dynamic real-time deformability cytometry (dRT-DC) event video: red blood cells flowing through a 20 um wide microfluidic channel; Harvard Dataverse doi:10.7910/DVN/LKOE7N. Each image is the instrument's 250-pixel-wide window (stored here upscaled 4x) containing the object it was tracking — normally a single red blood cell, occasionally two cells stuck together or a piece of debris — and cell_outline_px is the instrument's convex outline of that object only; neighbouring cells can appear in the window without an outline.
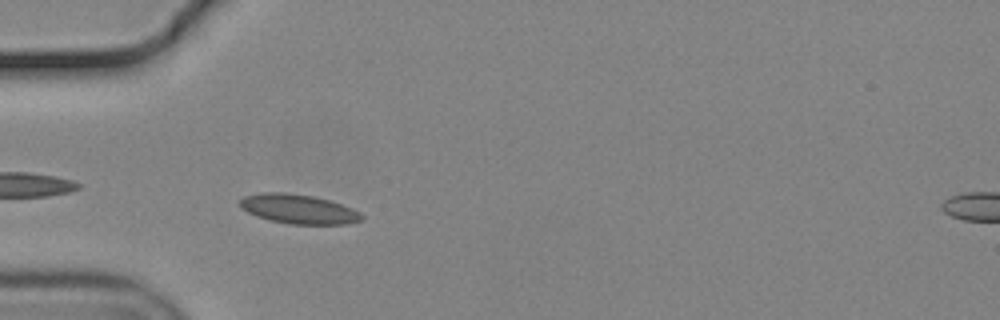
{"species": "common noctule bat (a hibernating species)", "species_latin": "Nyctalus noctula", "temperature_condition": "cold", "stored_images_in_passage": 33, "camera_frame_rate_fps": 3000, "um_per_image_px": 0.085, "animal": {"sex": "male", "body_mass_g": 19.2, "forearm_length_mm": 51.8}, "frame": {"image": 1, "passage_image": 2, "time_ms": 0.333, "image_size_px": [1000, 320], "cell_outline_px": [[364, 220], [348, 224], [288, 224], [256, 216], [240, 208], [240, 200], [244, 196], [260, 192], [284, 192], [312, 196], [328, 200], [352, 208], [360, 212], [364, 216]], "centroid_in_image_um": [25.38, 17.77], "position_along_channel_um": 59.6, "area_um2": 20.87}}
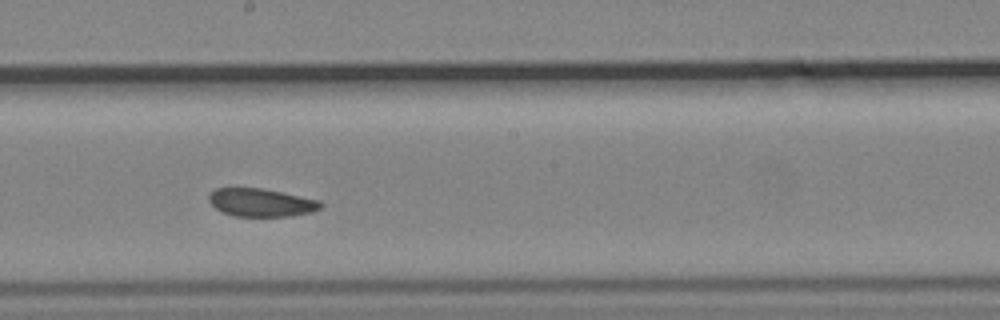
{"frame": {"image": 2, "passage_image": 16, "time_ms": 5.0, "image_size_px": [1000, 320], "cell_outline_px": [[324, 204], [320, 208], [312, 212], [292, 216], [236, 216], [220, 212], [208, 200], [208, 196], [216, 188], [264, 188], [320, 200]], "centroid_in_image_um": [22.22, 17.21], "position_along_channel_um": 226.0, "area_um2": 18.38}}
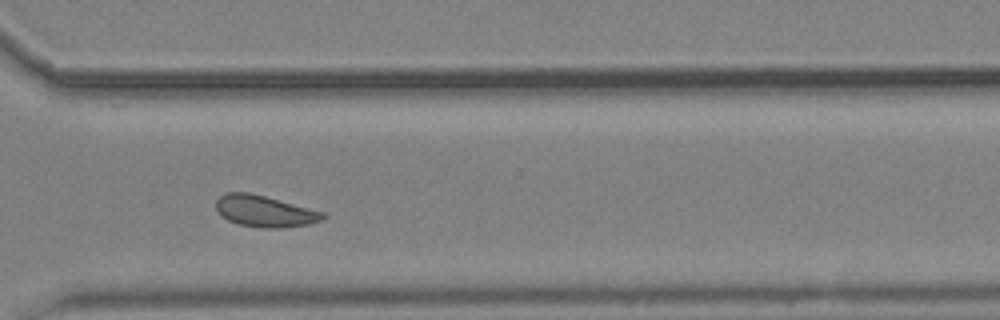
{"frame": {"image": 3, "passage_image": 26, "time_ms": 8.333, "image_size_px": [1000, 320], "cell_outline_px": [[324, 220], [308, 224], [280, 228], [260, 228], [240, 224], [228, 220], [220, 216], [216, 208], [216, 200], [220, 196], [228, 192], [248, 192], [264, 196], [324, 212]], "centroid_in_image_um": [22.47, 17.96], "position_along_channel_um": 348.1, "area_um2": 19.42}, "authors_computed_cell_mechanics": {"area_um2": 19.1318, "velocity_mm_per_s": 3.6708, "shape_relaxation_time_tau1_ms": 4.7787, "shape_relaxation_time_tau2_ms": 1.5324, "deformation_change_tau1": 0.0797, "deformation_change_tau2": 0.062}}